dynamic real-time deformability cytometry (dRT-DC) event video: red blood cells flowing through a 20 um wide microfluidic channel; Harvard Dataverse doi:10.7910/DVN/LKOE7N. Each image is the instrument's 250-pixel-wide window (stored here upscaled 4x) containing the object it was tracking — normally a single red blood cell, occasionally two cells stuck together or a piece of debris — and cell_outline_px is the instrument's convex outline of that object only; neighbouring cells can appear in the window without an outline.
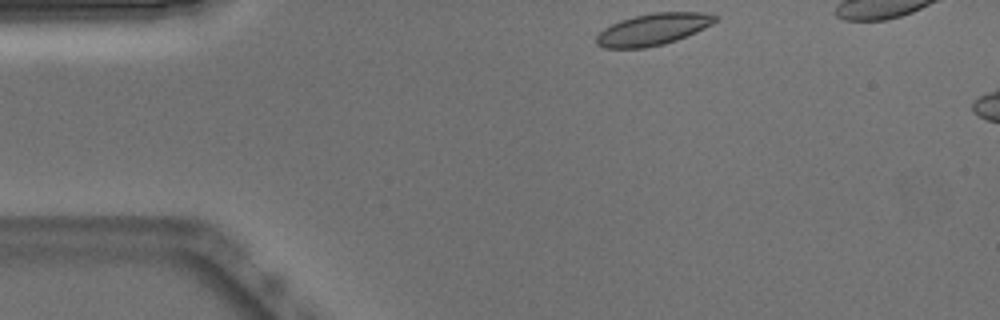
{"species": "Egyptian fruit bat (a non-hibernating species)", "species_latin": "Rousettus aegyptiacus", "temperature_condition": "warm", "stored_images_in_passage": 8, "camera_frame_rate_fps": 3000, "um_per_image_px": 0.085, "animal": {"sex": "male"}, "frame": {"image": 1, "passage_image": 1, "time_ms": 0.0, "image_size_px": [1000, 320], "cell_outline_px": [[716, 20], [712, 24], [696, 32], [676, 40], [664, 44], [644, 48], [604, 48], [596, 44], [596, 36], [604, 28], [620, 20], [652, 12], [700, 12], [716, 16]], "centroid_in_image_um": [55.48, 2.5], "position_along_channel_um": 29.5, "area_um2": 21.79}}